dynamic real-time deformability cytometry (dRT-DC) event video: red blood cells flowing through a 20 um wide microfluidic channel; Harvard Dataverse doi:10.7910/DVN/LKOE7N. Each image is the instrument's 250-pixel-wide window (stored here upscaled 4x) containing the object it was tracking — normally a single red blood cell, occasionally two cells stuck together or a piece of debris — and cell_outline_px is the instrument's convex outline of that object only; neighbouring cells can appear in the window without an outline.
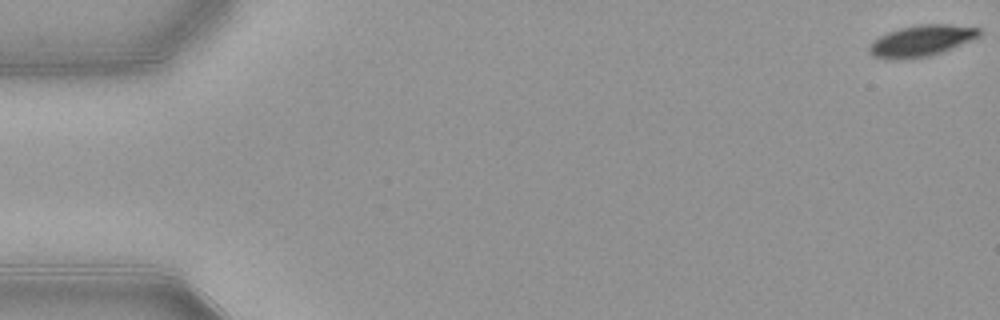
{"species": "common noctule bat (a hibernating species)", "species_latin": "Nyctalus noctula", "temperature_condition": "warm", "stored_images_in_passage": 49, "segment_of_instrument_passage": [1, 2], "camera_frame_rate_fps": 3000, "um_per_image_px": 0.085, "animal": {"sex": "female", "body_mass_g": 21.9}, "frame": {"image": 1, "passage_image": 1, "time_ms": 0.0, "image_size_px": [1000, 320], "cell_outline_px": [[980, 36], [944, 52], [928, 56], [896, 60], [892, 60], [872, 56], [868, 52], [868, 48], [880, 36], [888, 32], [900, 28], [920, 24], [952, 24], [980, 28]], "centroid_in_image_um": [78.33, 3.47], "position_along_channel_um": 6.7, "area_um2": 20.0}}
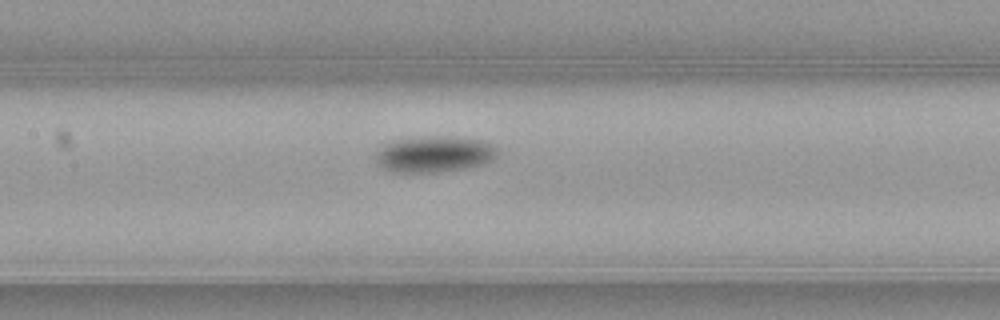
{"frame": {"image": 2, "passage_image": 26, "time_ms": 8.333, "image_size_px": [1000, 320], "cell_outline_px": [[500, 152], [488, 164], [472, 168], [436, 172], [392, 172], [376, 164], [376, 152], [384, 144], [392, 140], [432, 136], [452, 136], [484, 140], [496, 148]], "centroid_in_image_um": [36.96, 13.11], "position_along_channel_um": 170.4, "area_um2": 26.18}}
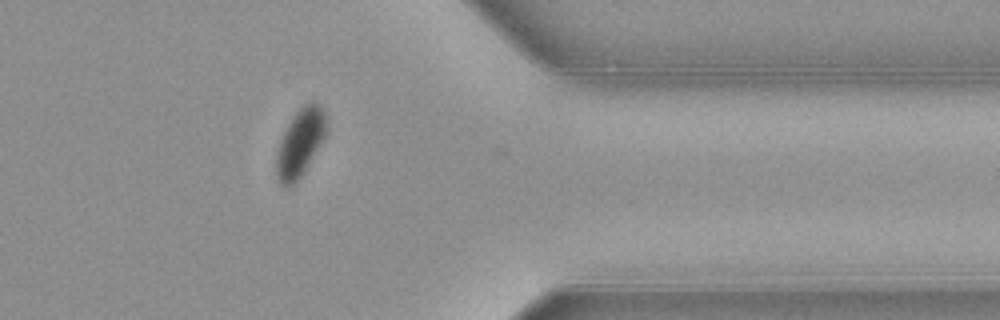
{"frame": {"image": 3, "passage_image": 44, "time_ms": 14.333, "image_size_px": [1000, 320], "cell_outline_px": [[328, 128], [324, 136], [304, 172], [296, 184], [288, 188], [284, 188], [280, 184], [276, 176], [276, 156], [280, 140], [288, 124], [296, 112], [304, 104], [312, 100], [324, 112], [328, 124]], "centroid_in_image_um": [25.49, 12.19], "position_along_channel_um": 385.9, "area_um2": 19.65}}